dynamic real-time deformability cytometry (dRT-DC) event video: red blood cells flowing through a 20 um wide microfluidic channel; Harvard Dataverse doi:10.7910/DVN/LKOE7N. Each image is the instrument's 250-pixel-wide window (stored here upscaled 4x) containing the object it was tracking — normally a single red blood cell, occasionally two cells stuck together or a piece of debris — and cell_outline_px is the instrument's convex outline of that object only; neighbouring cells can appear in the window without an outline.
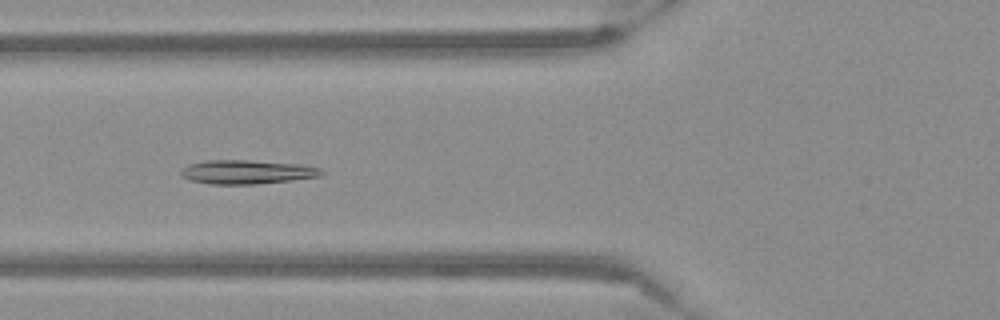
{"species": "Egyptian fruit bat (a non-hibernating species)", "species_latin": "Rousettus aegyptiacus", "temperature_condition": "warm", "stored_images_in_passage": 40, "camera_frame_rate_fps": 3000, "um_per_image_px": 0.085, "frame": {"image": 1, "passage_image": 7, "time_ms": 2.0, "image_size_px": [1000, 320], "cell_outline_px": [[324, 172], [320, 176], [292, 180], [256, 184], [208, 184], [188, 180], [180, 176], [180, 172], [188, 164], [208, 160], [244, 160], [300, 164], [320, 168]], "centroid_in_image_um": [20.95, 14.62], "position_along_channel_um": 104.9, "area_um2": 19.59}}
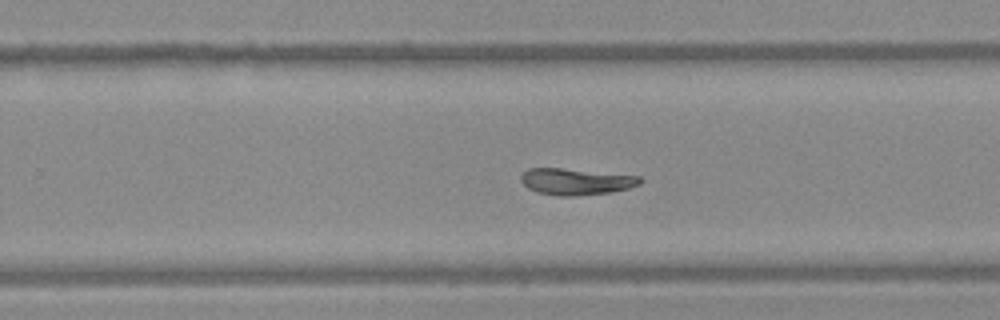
{"frame": {"image": 2, "passage_image": 21, "time_ms": 6.667, "image_size_px": [1000, 320], "cell_outline_px": [[644, 180], [640, 184], [628, 188], [612, 192], [576, 196], [560, 196], [536, 192], [528, 188], [520, 180], [520, 176], [528, 168], [560, 168], [640, 176]], "centroid_in_image_um": [48.96, 15.44], "position_along_channel_um": 280.8, "area_um2": 18.38}}
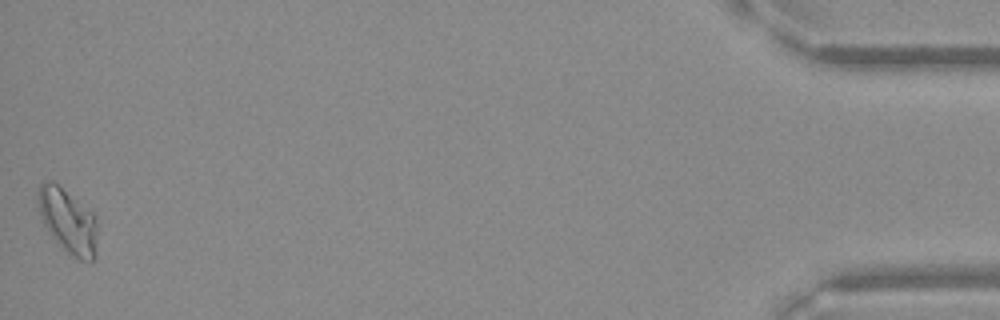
{"frame": {"image": 3, "passage_image": 40, "time_ms": 13.0, "image_size_px": [1000, 320], "cell_outline_px": [[96, 256], [92, 264], [80, 260], [72, 256], [60, 248], [44, 224], [36, 200], [36, 188], [44, 180], [52, 180], [92, 212], [96, 224]], "centroid_in_image_um": [5.75, 18.8], "position_along_channel_um": 429.5, "area_um2": 22.54}}